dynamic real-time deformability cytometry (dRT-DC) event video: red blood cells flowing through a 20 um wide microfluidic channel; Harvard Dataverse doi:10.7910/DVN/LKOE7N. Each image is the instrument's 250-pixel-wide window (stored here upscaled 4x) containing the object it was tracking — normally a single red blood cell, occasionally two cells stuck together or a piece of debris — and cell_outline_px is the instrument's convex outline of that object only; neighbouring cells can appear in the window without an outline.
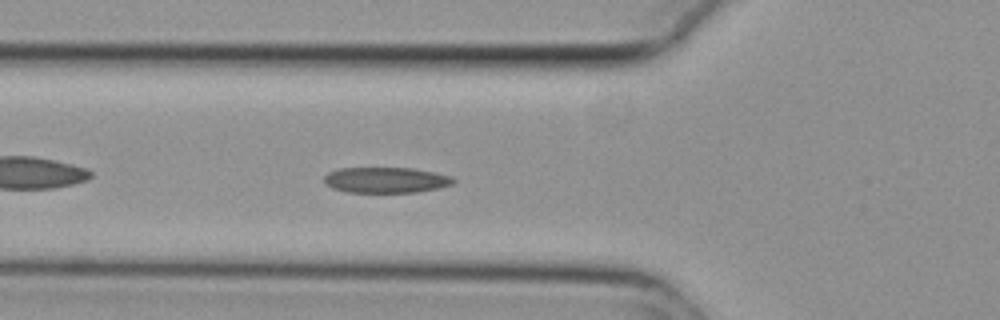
{"species": "common noctule bat (a hibernating species)", "species_latin": "Nyctalus noctula", "temperature_condition": "cold", "stored_images_in_passage": 42, "camera_frame_rate_fps": 3000, "um_per_image_px": 0.085, "animal": {"sex": "female", "body_mass_g": 29.2, "forearm_length_mm": 56.3}, "frame": {"image": 1, "passage_image": 6, "time_ms": 1.667, "image_size_px": [1000, 320], "cell_outline_px": [[456, 180], [452, 184], [440, 188], [416, 192], [348, 192], [332, 188], [324, 184], [324, 176], [328, 172], [340, 168], [412, 168], [436, 172], [452, 176]], "centroid_in_image_um": [32.81, 15.3], "position_along_channel_um": 93.0, "area_um2": 19.48}}
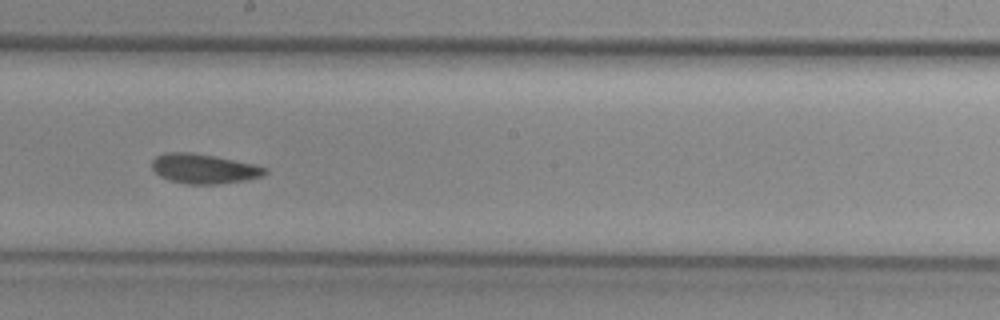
{"frame": {"image": 2, "passage_image": 17, "time_ms": 5.333, "image_size_px": [1000, 320], "cell_outline_px": [[268, 172], [264, 176], [248, 180], [220, 184], [188, 184], [168, 180], [160, 176], [152, 168], [152, 160], [156, 156], [164, 152], [192, 152], [252, 164], [268, 168]], "centroid_in_image_um": [17.33, 14.35], "position_along_channel_um": 230.9, "area_um2": 19.59}}
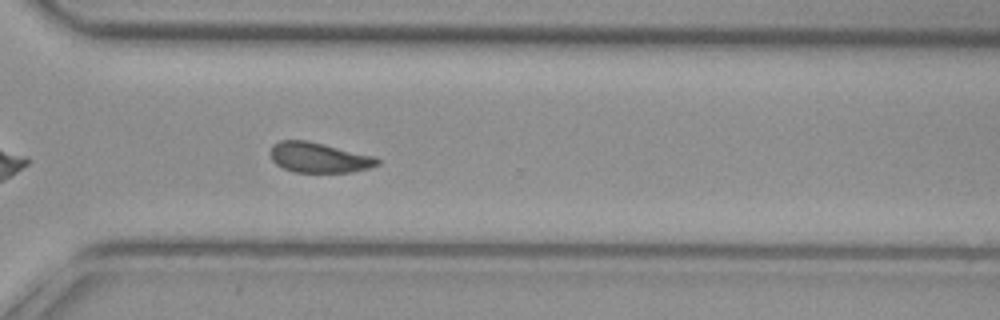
{"frame": {"image": 3, "passage_image": 26, "time_ms": 8.333, "image_size_px": [1000, 320], "cell_outline_px": [[380, 164], [368, 168], [352, 172], [296, 172], [284, 168], [276, 164], [272, 160], [272, 148], [280, 140], [308, 140], [376, 156], [380, 160]], "centroid_in_image_um": [27.17, 13.39], "position_along_channel_um": 343.4, "area_um2": 18.73}, "authors_computed_cell_mechanics": {"area_um2": 19.2185, "velocity_mm_per_s": 3.755, "shape_relaxation_time_tau1_ms": null, "shape_relaxation_time_tau2_ms": 2.9049, "deformation_change_tau1": null, "deformation_change_tau2": 0.0823}}